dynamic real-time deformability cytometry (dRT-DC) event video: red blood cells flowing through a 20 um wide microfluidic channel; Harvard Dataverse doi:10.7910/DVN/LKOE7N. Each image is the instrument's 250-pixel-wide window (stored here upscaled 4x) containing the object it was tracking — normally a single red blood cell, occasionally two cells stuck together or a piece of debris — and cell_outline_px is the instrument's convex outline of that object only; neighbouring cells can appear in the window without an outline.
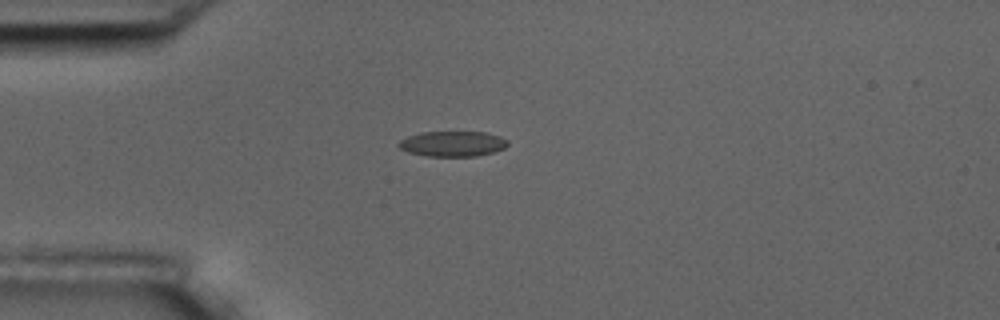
{"species": "common noctule bat (a hibernating species)", "species_latin": "Nyctalus noctula", "temperature_condition": "room temperature", "stored_images_in_passage": 12, "camera_frame_rate_fps": 3000, "um_per_image_px": 0.085, "animal": {"sex": "male", "body_mass_g": 17.5, "forearm_length_mm": 52.3}, "frame": {"image": 1, "passage_image": 1, "time_ms": 0.0, "image_size_px": [1000, 320], "cell_outline_px": [[508, 144], [504, 148], [492, 152], [476, 156], [428, 156], [408, 152], [400, 148], [396, 144], [400, 140], [408, 136], [420, 132], [484, 132], [500, 136], [508, 140]], "centroid_in_image_um": [38.46, 12.21], "position_along_channel_um": 46.5, "area_um2": 16.07}}
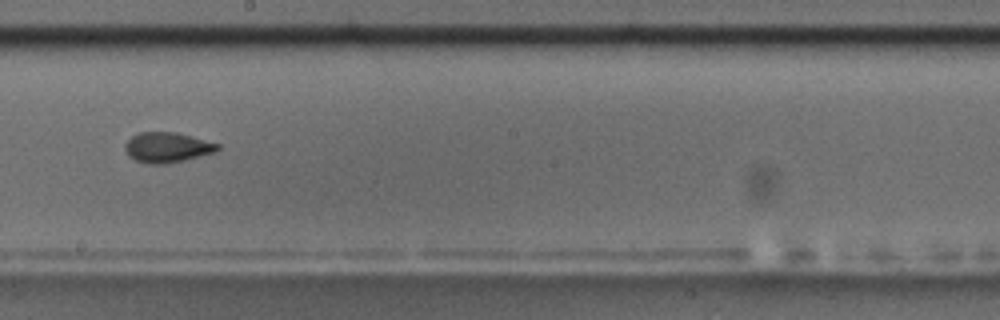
{"frame": {"image": 2, "passage_image": 6, "time_ms": 5.667, "image_size_px": [1000, 320], "cell_outline_px": [[220, 148], [216, 152], [184, 160], [160, 164], [148, 164], [136, 160], [128, 156], [124, 148], [124, 144], [132, 136], [140, 132], [176, 132], [220, 144]], "centroid_in_image_um": [14.2, 12.52], "position_along_channel_um": 234.0, "area_um2": 16.24}}
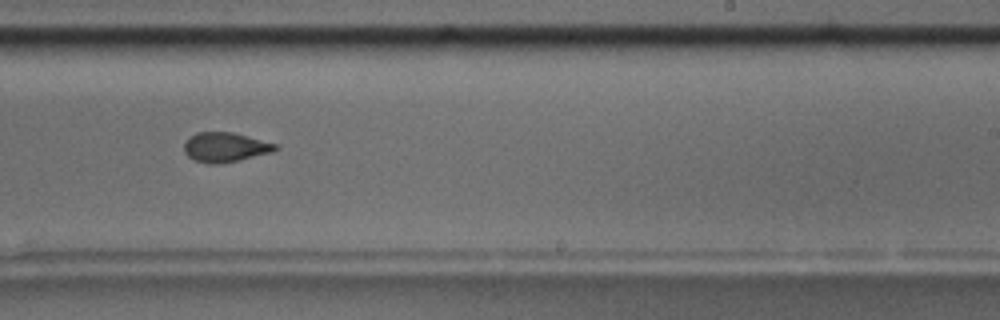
{"frame": {"image": 3, "passage_image": 7, "time_ms": 6.667, "image_size_px": [1000, 320], "cell_outline_px": [[280, 148], [272, 152], [240, 160], [220, 164], [208, 164], [192, 160], [184, 152], [184, 144], [188, 136], [196, 132], [232, 132], [248, 136], [276, 144]], "centroid_in_image_um": [19.11, 12.52], "position_along_channel_um": 269.9, "area_um2": 15.95}}